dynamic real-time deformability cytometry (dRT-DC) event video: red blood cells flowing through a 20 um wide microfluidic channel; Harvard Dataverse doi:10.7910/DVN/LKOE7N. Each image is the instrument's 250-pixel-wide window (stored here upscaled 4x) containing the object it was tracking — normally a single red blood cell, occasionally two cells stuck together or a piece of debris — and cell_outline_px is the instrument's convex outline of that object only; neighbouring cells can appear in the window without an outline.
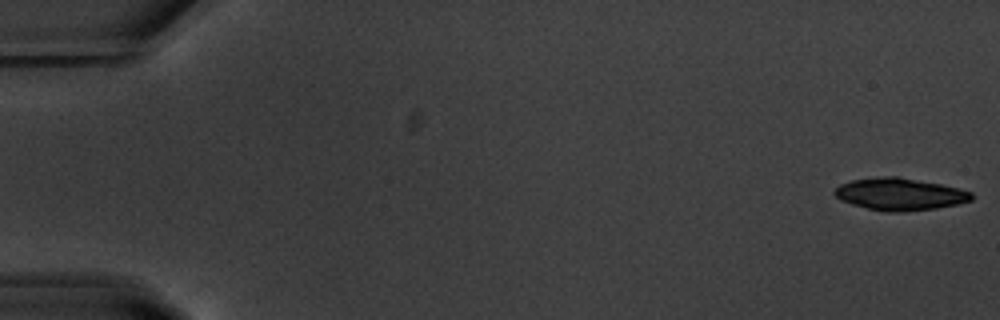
{"species": "common noctule bat (a hibernating species)", "species_latin": "Nyctalus noctula", "temperature_condition": "warm", "stored_images_in_passage": 42, "camera_frame_rate_fps": 3000, "um_per_image_px": 0.085, "animal": {"sex": "male", "body_mass_g": 20.1, "forearm_length_mm": 53.5}, "frame": {"image": 1, "passage_image": 1, "time_ms": 0.0, "image_size_px": [1000, 320], "cell_outline_px": [[972, 200], [956, 204], [936, 208], [904, 212], [888, 212], [868, 208], [852, 204], [840, 200], [832, 192], [840, 184], [852, 180], [880, 176], [896, 176], [940, 184], [960, 188], [972, 192]], "centroid_in_image_um": [76.47, 16.5], "position_along_channel_um": 8.5, "area_um2": 25.61}}
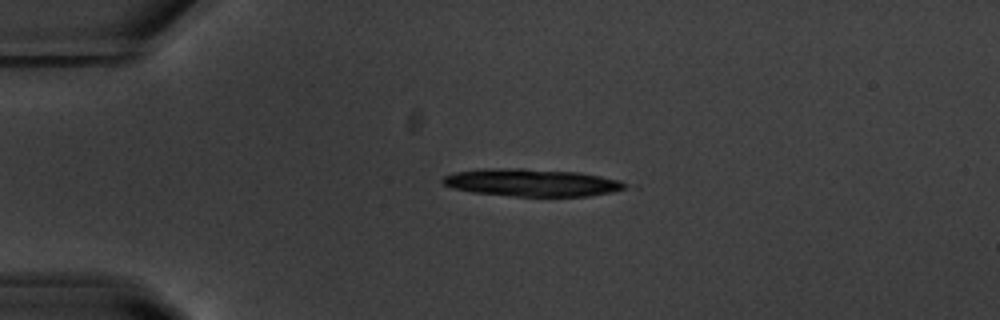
{"frame": {"image": 2, "passage_image": 13, "time_ms": 4.0, "image_size_px": [1000, 320], "cell_outline_px": [[628, 184], [624, 188], [612, 192], [588, 196], [512, 196], [472, 192], [452, 188], [444, 184], [440, 180], [444, 176], [456, 172], [480, 168], [524, 168], [580, 172], [620, 180]], "centroid_in_image_um": [45.17, 15.51], "position_along_channel_um": 39.8, "area_um2": 29.36}}
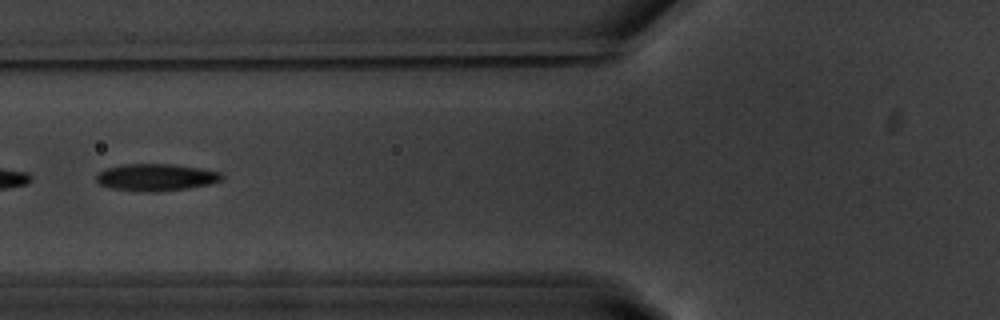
{"frame": {"image": 3, "passage_image": 22, "time_ms": 7.0, "image_size_px": [1000, 320], "cell_outline_px": [[224, 176], [220, 180], [208, 184], [188, 188], [156, 192], [148, 192], [112, 188], [100, 184], [96, 180], [96, 172], [108, 168], [124, 164], [172, 164], [200, 168], [220, 172]], "centroid_in_image_um": [13.24, 15.07], "position_along_channel_um": 112.6, "area_um2": 19.65}}